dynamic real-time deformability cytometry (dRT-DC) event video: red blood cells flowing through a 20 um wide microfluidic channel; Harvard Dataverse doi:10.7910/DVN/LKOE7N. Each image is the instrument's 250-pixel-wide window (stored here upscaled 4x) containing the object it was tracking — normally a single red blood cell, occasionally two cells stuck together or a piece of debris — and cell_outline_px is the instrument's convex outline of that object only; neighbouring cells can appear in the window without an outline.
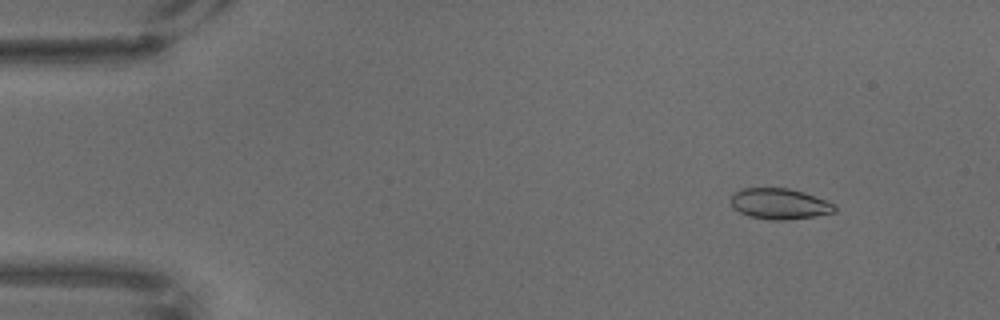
{"species": "common noctule bat (a hibernating species)", "species_latin": "Nyctalus noctula", "temperature_condition": "warm", "stored_images_in_passage": 70, "camera_frame_rate_fps": 3000, "um_per_image_px": 0.085, "animal": {"sex": "male", "body_mass_g": 18.8}, "frame": {"image": 1, "passage_image": 8, "time_ms": 2.333, "image_size_px": [1000, 320], "cell_outline_px": [[836, 212], [816, 216], [784, 220], [772, 220], [748, 216], [732, 208], [732, 196], [740, 188], [788, 188], [804, 192], [836, 204]], "centroid_in_image_um": [66.28, 17.32], "position_along_channel_um": 18.7, "area_um2": 18.67}}
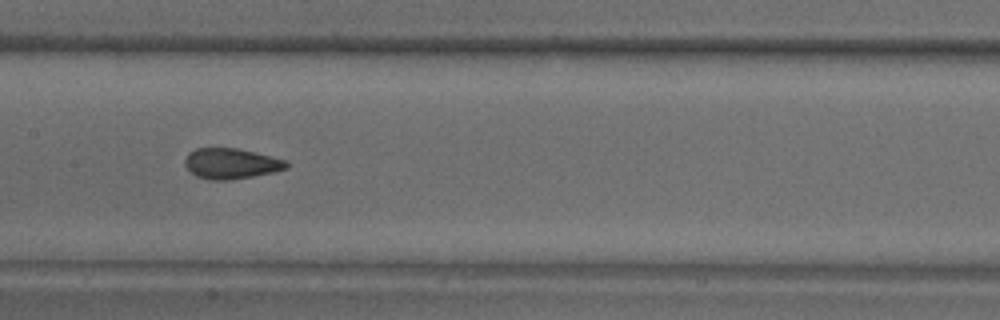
{"frame": {"image": 2, "passage_image": 35, "time_ms": 11.333, "image_size_px": [1000, 320], "cell_outline_px": [[288, 168], [272, 172], [232, 180], [212, 180], [196, 176], [184, 164], [184, 160], [188, 152], [196, 148], [236, 148], [284, 160], [288, 164]], "centroid_in_image_um": [19.59, 13.9], "position_along_channel_um": 187.8, "area_um2": 17.8}}
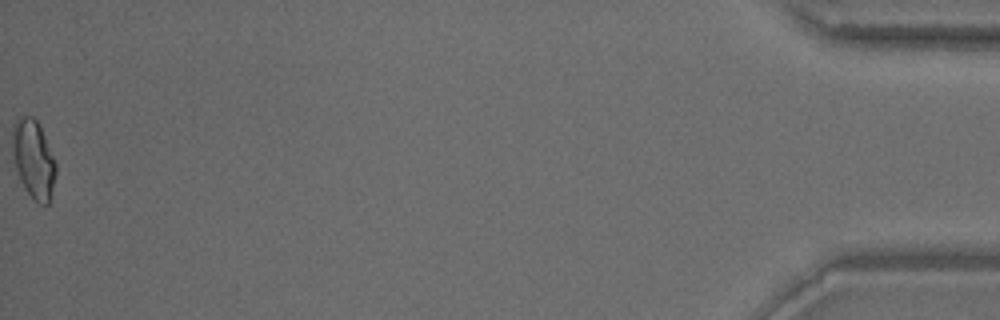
{"frame": {"image": 3, "passage_image": 70, "time_ms": 23.0, "image_size_px": [1000, 320], "cell_outline_px": [[56, 172], [48, 204], [36, 204], [24, 188], [20, 180], [12, 156], [12, 124], [20, 116], [32, 116], [36, 120], [44, 136], [56, 164]], "centroid_in_image_um": [2.81, 13.53], "position_along_channel_um": 432.4, "area_um2": 19.77}}